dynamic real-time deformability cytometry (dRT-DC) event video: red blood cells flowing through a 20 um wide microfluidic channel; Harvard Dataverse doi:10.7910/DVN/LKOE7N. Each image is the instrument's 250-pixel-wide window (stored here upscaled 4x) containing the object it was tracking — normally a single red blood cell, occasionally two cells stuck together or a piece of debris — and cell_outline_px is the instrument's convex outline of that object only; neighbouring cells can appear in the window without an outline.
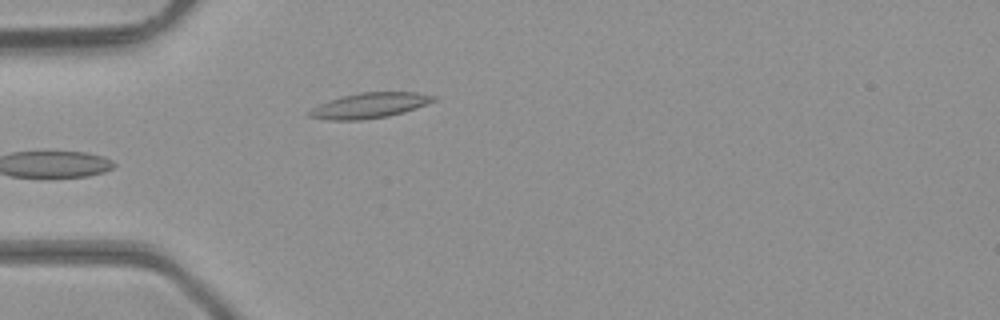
{"species": "common noctule bat (a hibernating species)", "species_latin": "Nyctalus noctula", "temperature_condition": "room temperature", "stored_images_in_passage": 3, "camera_frame_rate_fps": 3000, "um_per_image_px": 0.085, "animal": {"sex": "male", "body_mass_g": 23.1, "forearm_length_mm": 52.7}, "frame": {"image": 1, "passage_image": 3, "time_ms": 0.667, "image_size_px": [1000, 320], "cell_outline_px": [[436, 100], [416, 108], [404, 112], [388, 116], [360, 120], [328, 120], [308, 116], [308, 112], [312, 108], [320, 104], [344, 96], [360, 92], [416, 92], [436, 96]], "centroid_in_image_um": [31.44, 8.97], "position_along_channel_um": 53.6, "area_um2": 18.09}}